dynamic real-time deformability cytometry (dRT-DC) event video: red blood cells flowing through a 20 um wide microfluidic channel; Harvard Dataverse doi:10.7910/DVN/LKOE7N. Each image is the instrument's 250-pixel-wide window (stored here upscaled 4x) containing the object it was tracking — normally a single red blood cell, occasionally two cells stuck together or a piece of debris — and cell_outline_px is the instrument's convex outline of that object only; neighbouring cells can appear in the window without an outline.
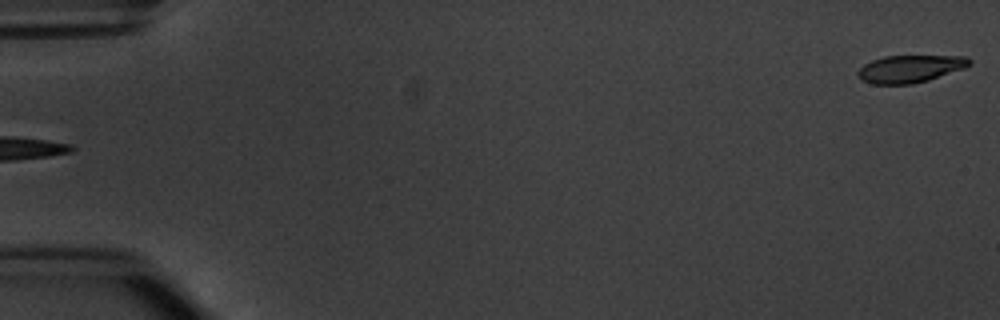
{"species": "common noctule bat (a hibernating species)", "species_latin": "Nyctalus noctula", "temperature_condition": "warm", "stored_images_in_passage": 5, "segment_of_instrument_passage": [2, 2], "camera_frame_rate_fps": 3000, "um_per_image_px": 0.085, "animal": {"sex": "male", "body_mass_g": 20.1, "forearm_length_mm": 53.5}, "frame": {"image": 1, "passage_image": 5, "time_ms": 5.667, "image_size_px": [1000, 320], "cell_outline_px": [[972, 64], [964, 68], [928, 80], [912, 84], [872, 84], [860, 80], [856, 72], [864, 64], [872, 60], [884, 56], [968, 56], [972, 60]], "centroid_in_image_um": [77.35, 5.84], "position_along_channel_um": 7.7, "area_um2": 17.92}}